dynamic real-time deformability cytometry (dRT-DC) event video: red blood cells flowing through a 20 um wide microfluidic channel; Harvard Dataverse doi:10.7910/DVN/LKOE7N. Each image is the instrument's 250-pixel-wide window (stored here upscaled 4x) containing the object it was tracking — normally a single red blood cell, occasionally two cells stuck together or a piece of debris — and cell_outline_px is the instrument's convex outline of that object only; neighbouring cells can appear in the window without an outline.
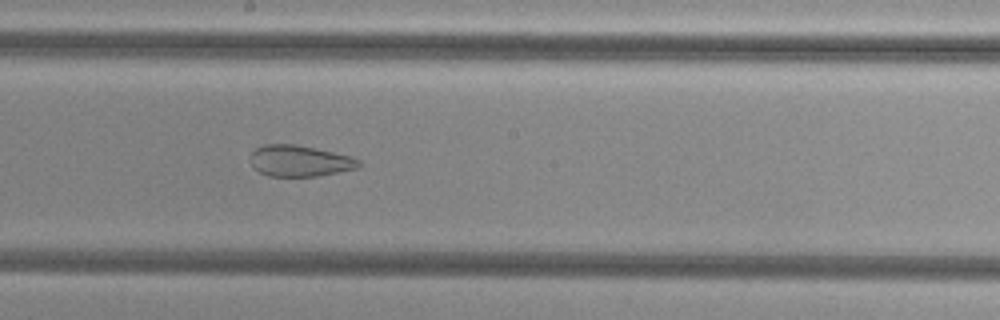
{"species": "common noctule bat (a hibernating species)", "species_latin": "Nyctalus noctula", "temperature_condition": "cold", "stored_images_in_passage": 34, "camera_frame_rate_fps": 3000, "um_per_image_px": 0.085, "animal": {"sex": "female", "body_mass_g": 29.2, "forearm_length_mm": 56.3}, "frame": {"image": 1, "passage_image": 20, "time_ms": 6.333, "image_size_px": [1000, 320], "cell_outline_px": [[360, 168], [316, 176], [268, 176], [260, 172], [248, 160], [252, 152], [256, 148], [264, 144], [296, 144], [352, 156], [360, 160]], "centroid_in_image_um": [25.48, 13.67], "position_along_channel_um": 222.7, "area_um2": 19.77}}
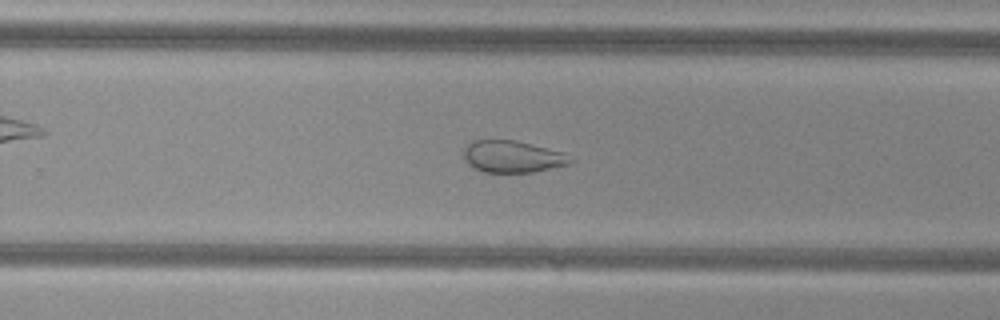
{"frame": {"image": 2, "passage_image": 25, "time_ms": 8.0, "image_size_px": [1000, 320], "cell_outline_px": [[576, 160], [568, 164], [532, 172], [484, 172], [472, 168], [464, 160], [464, 148], [472, 140], [516, 140], [564, 152]], "centroid_in_image_um": [43.55, 13.31], "position_along_channel_um": 286.2, "area_um2": 19.94}}